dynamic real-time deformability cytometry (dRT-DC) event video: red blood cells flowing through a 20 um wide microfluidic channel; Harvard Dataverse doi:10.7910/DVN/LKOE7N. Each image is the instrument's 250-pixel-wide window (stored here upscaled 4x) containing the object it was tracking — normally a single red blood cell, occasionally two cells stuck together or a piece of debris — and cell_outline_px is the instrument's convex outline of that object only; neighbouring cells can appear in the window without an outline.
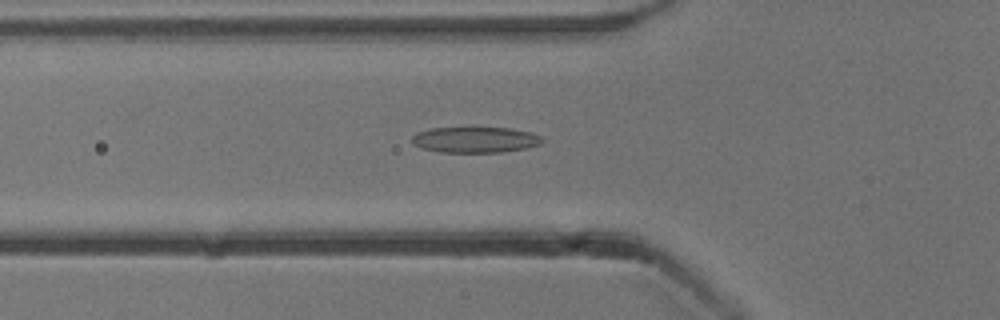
{"species": "common noctule bat (a hibernating species)", "species_latin": "Nyctalus noctula", "temperature_condition": "cold", "stored_images_in_passage": 53, "camera_frame_rate_fps": 3000, "um_per_image_px": 0.085, "animal": {"sex": "male", "body_mass_g": 13.3}, "frame": {"image": 1, "passage_image": 19, "time_ms": 6.0, "image_size_px": [1000, 320], "cell_outline_px": [[544, 140], [540, 144], [524, 148], [500, 152], [440, 152], [424, 148], [412, 144], [412, 136], [416, 132], [432, 128], [512, 128], [532, 132], [540, 136]], "centroid_in_image_um": [40.39, 11.87], "position_along_channel_um": 85.4, "area_um2": 19.48}}
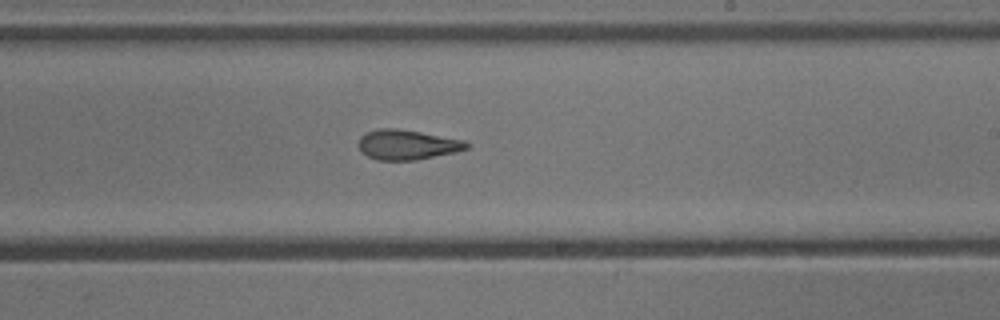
{"frame": {"image": 2, "passage_image": 32, "time_ms": 10.333, "image_size_px": [1000, 320], "cell_outline_px": [[472, 144], [468, 148], [456, 152], [416, 160], [376, 160], [360, 152], [360, 136], [368, 132], [380, 128], [396, 128], [420, 132], [464, 140]], "centroid_in_image_um": [34.64, 12.3], "position_along_channel_um": 254.4, "area_um2": 18.79}}
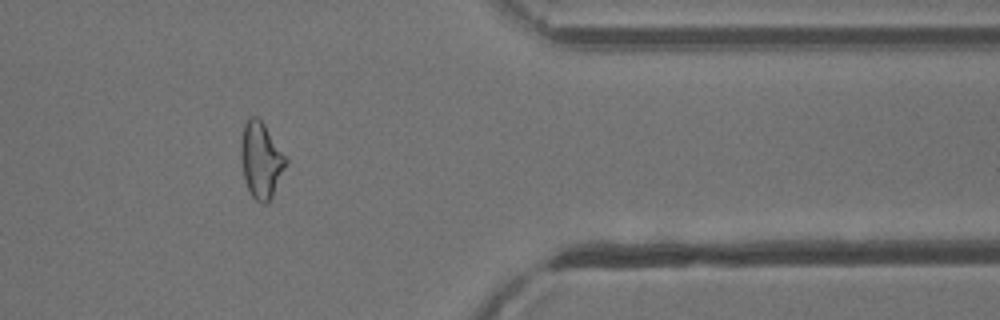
{"frame": {"image": 3, "passage_image": 44, "time_ms": 14.333, "image_size_px": [1000, 320], "cell_outline_px": [[288, 160], [272, 196], [268, 204], [260, 204], [252, 196], [244, 180], [240, 160], [240, 144], [244, 124], [248, 116], [256, 116], [264, 124]], "centroid_in_image_um": [22.15, 13.61], "position_along_channel_um": 389.2, "area_um2": 19.88}, "authors_computed_cell_mechanics": {"area_um2": 19.8832, "velocity_mm_per_s": 3.871, "shape_relaxation_time_tau1_ms": null, "shape_relaxation_time_tau2_ms": 3.2897, "deformation_change_tau1": null, "deformation_change_tau2": 0.1356}}